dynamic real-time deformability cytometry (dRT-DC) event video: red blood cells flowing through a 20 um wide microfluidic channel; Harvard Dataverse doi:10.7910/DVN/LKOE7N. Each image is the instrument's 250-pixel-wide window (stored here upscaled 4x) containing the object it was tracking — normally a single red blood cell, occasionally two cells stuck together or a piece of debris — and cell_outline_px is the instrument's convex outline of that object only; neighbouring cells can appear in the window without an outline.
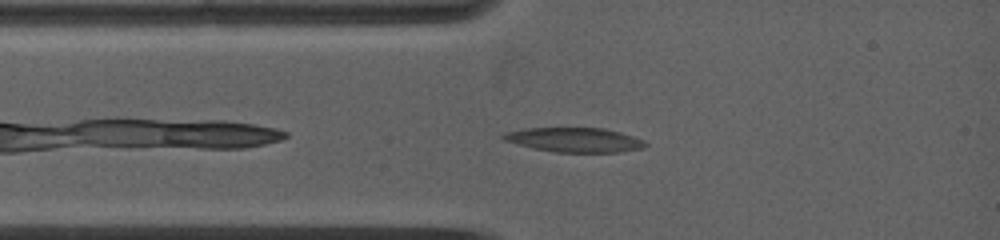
{"species": "common noctule bat (a hibernating species)", "species_latin": "Nyctalus noctula", "temperature_condition": "warm", "stored_images_in_passage": 41, "camera_frame_rate_fps": 5000, "um_per_image_px": 0.085, "animal": {"sex": "female", "body_mass_g": 19.0, "forearm_length_mm": 53.3}, "frame": {"image": 1, "passage_image": 4, "time_ms": 1.0, "image_size_px": [1000, 240], "cell_outline_px": [[648, 144], [644, 148], [620, 152], [556, 152], [536, 148], [504, 140], [500, 136], [504, 132], [524, 128], [604, 128], [620, 132], [644, 140]], "centroid_in_image_um": [48.87, 11.88], "position_along_channel_um": 36.1, "area_um2": 20.11}}
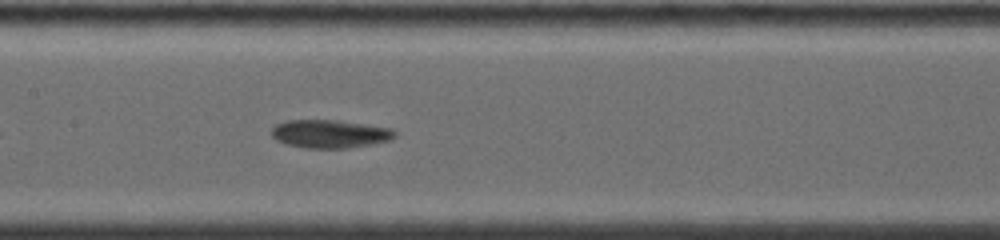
{"frame": {"image": 2, "passage_image": 15, "time_ms": 4.8, "image_size_px": [1000, 240], "cell_outline_px": [[396, 136], [388, 140], [348, 148], [308, 148], [288, 144], [276, 140], [272, 136], [272, 128], [276, 124], [288, 120], [336, 120], [392, 128], [396, 132]], "centroid_in_image_um": [28.03, 11.37], "position_along_channel_um": 179.4, "area_um2": 20.0}}
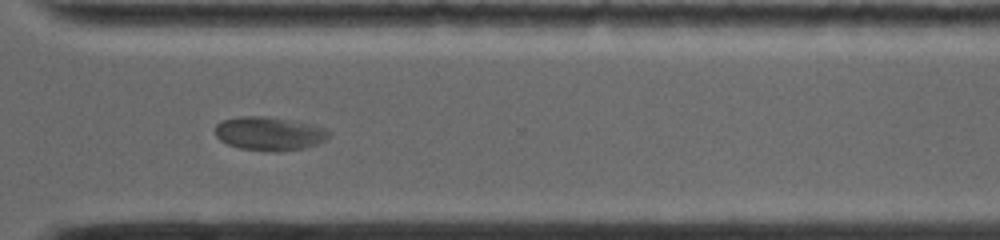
{"frame": {"image": 3, "passage_image": 28, "time_ms": 9.2, "image_size_px": [1000, 240], "cell_outline_px": [[328, 136], [324, 140], [316, 144], [304, 148], [276, 152], [240, 148], [228, 144], [220, 140], [216, 136], [216, 124], [220, 120], [240, 116], [264, 116], [312, 124], [324, 128], [328, 132]], "centroid_in_image_um": [22.84, 11.35], "position_along_channel_um": 347.8, "area_um2": 22.08}, "authors_computed_cell_mechanics": {"area_um2": 20.6346, "velocity_mm_per_s": 3.819, "shape_relaxation_time_tau1_ms": null, "shape_relaxation_time_tau2_ms": 1.1196, "deformation_change_tau1": null, "deformation_change_tau2": 0.0484}}